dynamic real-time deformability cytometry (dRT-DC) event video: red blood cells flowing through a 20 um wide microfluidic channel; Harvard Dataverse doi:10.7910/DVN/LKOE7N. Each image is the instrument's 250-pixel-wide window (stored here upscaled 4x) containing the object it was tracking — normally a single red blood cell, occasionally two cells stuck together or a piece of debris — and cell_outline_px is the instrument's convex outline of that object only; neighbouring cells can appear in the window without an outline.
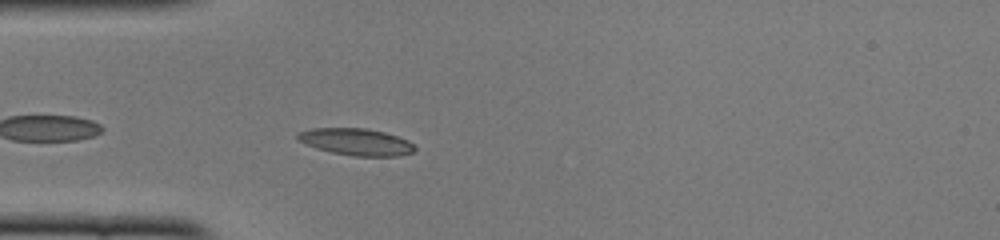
{"species": "common noctule bat (a hibernating species)", "species_latin": "Nyctalus noctula", "temperature_condition": "cold", "stored_images_in_passage": 36, "camera_frame_rate_fps": 3000, "um_per_image_px": 0.085, "animal": {"sex": "female", "body_mass_g": 22.0, "forearm_length_mm": 56.7}, "frame": {"image": 1, "passage_image": 3, "time_ms": 0.667, "image_size_px": [1000, 240], "cell_outline_px": [[416, 148], [412, 152], [400, 156], [352, 156], [332, 152], [316, 148], [300, 140], [296, 136], [296, 132], [312, 128], [368, 128], [384, 132], [408, 140]], "centroid_in_image_um": [30.28, 12.05], "position_along_channel_um": 54.7, "area_um2": 18.26}}
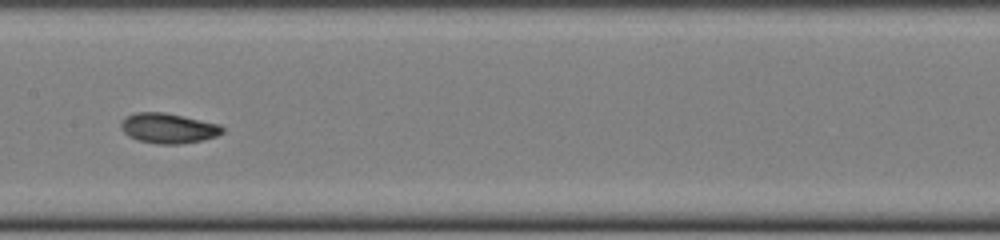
{"frame": {"image": 2, "passage_image": 14, "time_ms": 4.333, "image_size_px": [1000, 240], "cell_outline_px": [[224, 132], [216, 136], [204, 140], [180, 144], [156, 144], [140, 140], [128, 136], [120, 128], [120, 120], [136, 112], [164, 112], [184, 116], [220, 124], [224, 128]], "centroid_in_image_um": [14.31, 10.9], "position_along_channel_um": 193.1, "area_um2": 17.92}}
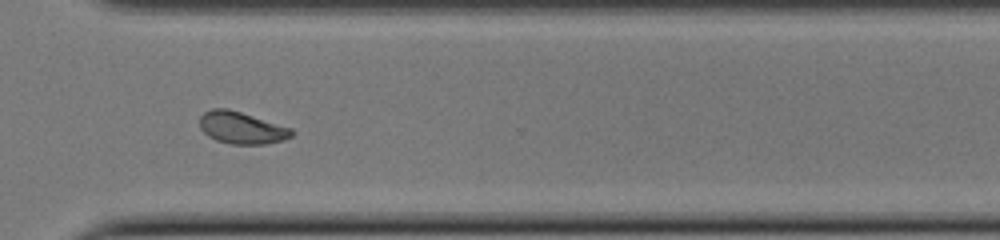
{"frame": {"image": 3, "passage_image": 26, "time_ms": 8.333, "image_size_px": [1000, 240], "cell_outline_px": [[292, 136], [284, 140], [264, 144], [232, 144], [216, 140], [208, 136], [200, 128], [200, 116], [204, 112], [212, 108], [228, 108], [292, 128]], "centroid_in_image_um": [20.52, 10.86], "position_along_channel_um": 350.1, "area_um2": 17.11}, "authors_computed_cell_mechanics": {"area_um2": 17.4845, "velocity_mm_per_s": 3.9101, "shape_relaxation_time_tau1_ms": 3.7183, "shape_relaxation_time_tau2_ms": 2.7371, "deformation_change_tau1": 0.1564, "deformation_change_tau2": 0.0622}}